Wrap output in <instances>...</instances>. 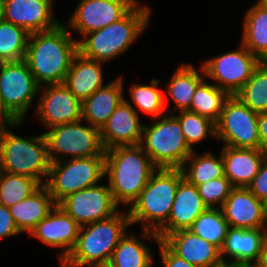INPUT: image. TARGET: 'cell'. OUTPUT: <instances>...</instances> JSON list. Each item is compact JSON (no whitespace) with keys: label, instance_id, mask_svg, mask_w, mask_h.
I'll list each match as a JSON object with an SVG mask.
<instances>
[{"label":"cell","instance_id":"1","mask_svg":"<svg viewBox=\"0 0 267 267\" xmlns=\"http://www.w3.org/2000/svg\"><path fill=\"white\" fill-rule=\"evenodd\" d=\"M68 30L61 23L50 31L30 33L24 60L40 86L64 82L78 53V39Z\"/></svg>","mask_w":267,"mask_h":267},{"label":"cell","instance_id":"2","mask_svg":"<svg viewBox=\"0 0 267 267\" xmlns=\"http://www.w3.org/2000/svg\"><path fill=\"white\" fill-rule=\"evenodd\" d=\"M179 168H157L128 210L131 225L141 223V237L160 241L156 232L168 221L171 207L183 179Z\"/></svg>","mask_w":267,"mask_h":267},{"label":"cell","instance_id":"3","mask_svg":"<svg viewBox=\"0 0 267 267\" xmlns=\"http://www.w3.org/2000/svg\"><path fill=\"white\" fill-rule=\"evenodd\" d=\"M157 169L141 145L105 150V173L114 201L130 206Z\"/></svg>","mask_w":267,"mask_h":267},{"label":"cell","instance_id":"4","mask_svg":"<svg viewBox=\"0 0 267 267\" xmlns=\"http://www.w3.org/2000/svg\"><path fill=\"white\" fill-rule=\"evenodd\" d=\"M150 7L137 3L122 19L78 40L85 58L105 63L126 52L150 24Z\"/></svg>","mask_w":267,"mask_h":267},{"label":"cell","instance_id":"5","mask_svg":"<svg viewBox=\"0 0 267 267\" xmlns=\"http://www.w3.org/2000/svg\"><path fill=\"white\" fill-rule=\"evenodd\" d=\"M131 226L128 212L118 211L111 217L80 226L75 246L61 262L62 267H85L109 263L114 249Z\"/></svg>","mask_w":267,"mask_h":267},{"label":"cell","instance_id":"6","mask_svg":"<svg viewBox=\"0 0 267 267\" xmlns=\"http://www.w3.org/2000/svg\"><path fill=\"white\" fill-rule=\"evenodd\" d=\"M22 123L15 121L3 126L0 135L1 171L24 175L44 185L46 181L43 178L48 177L51 165L46 139L43 133L33 137L14 134L13 129Z\"/></svg>","mask_w":267,"mask_h":267},{"label":"cell","instance_id":"7","mask_svg":"<svg viewBox=\"0 0 267 267\" xmlns=\"http://www.w3.org/2000/svg\"><path fill=\"white\" fill-rule=\"evenodd\" d=\"M153 121L151 126L143 124L140 145L157 168L180 169L193 149L185 141L179 119L170 114Z\"/></svg>","mask_w":267,"mask_h":267},{"label":"cell","instance_id":"8","mask_svg":"<svg viewBox=\"0 0 267 267\" xmlns=\"http://www.w3.org/2000/svg\"><path fill=\"white\" fill-rule=\"evenodd\" d=\"M82 122L81 119L73 123L55 125L43 133L51 163L69 158L105 156L100 129Z\"/></svg>","mask_w":267,"mask_h":267},{"label":"cell","instance_id":"9","mask_svg":"<svg viewBox=\"0 0 267 267\" xmlns=\"http://www.w3.org/2000/svg\"><path fill=\"white\" fill-rule=\"evenodd\" d=\"M104 173L105 156L69 158L51 163L44 185L58 204L69 194L99 184Z\"/></svg>","mask_w":267,"mask_h":267},{"label":"cell","instance_id":"10","mask_svg":"<svg viewBox=\"0 0 267 267\" xmlns=\"http://www.w3.org/2000/svg\"><path fill=\"white\" fill-rule=\"evenodd\" d=\"M39 90L40 85L25 60L0 63V99L16 121L24 122Z\"/></svg>","mask_w":267,"mask_h":267},{"label":"cell","instance_id":"11","mask_svg":"<svg viewBox=\"0 0 267 267\" xmlns=\"http://www.w3.org/2000/svg\"><path fill=\"white\" fill-rule=\"evenodd\" d=\"M258 113L247 107L238 97L230 95L216 123V139L225 146L260 149Z\"/></svg>","mask_w":267,"mask_h":267},{"label":"cell","instance_id":"12","mask_svg":"<svg viewBox=\"0 0 267 267\" xmlns=\"http://www.w3.org/2000/svg\"><path fill=\"white\" fill-rule=\"evenodd\" d=\"M262 61L242 43L238 49L202 62L206 78L229 95H235L253 75Z\"/></svg>","mask_w":267,"mask_h":267},{"label":"cell","instance_id":"13","mask_svg":"<svg viewBox=\"0 0 267 267\" xmlns=\"http://www.w3.org/2000/svg\"><path fill=\"white\" fill-rule=\"evenodd\" d=\"M58 205L80 226L107 219L120 210L108 184L101 183L69 194Z\"/></svg>","mask_w":267,"mask_h":267},{"label":"cell","instance_id":"14","mask_svg":"<svg viewBox=\"0 0 267 267\" xmlns=\"http://www.w3.org/2000/svg\"><path fill=\"white\" fill-rule=\"evenodd\" d=\"M139 0H80L68 20L69 29L81 34L102 29L122 19ZM71 27V28H70Z\"/></svg>","mask_w":267,"mask_h":267},{"label":"cell","instance_id":"15","mask_svg":"<svg viewBox=\"0 0 267 267\" xmlns=\"http://www.w3.org/2000/svg\"><path fill=\"white\" fill-rule=\"evenodd\" d=\"M40 86L36 116L46 128L73 123L82 119V102L62 84ZM43 90H42V89ZM42 90V92H40Z\"/></svg>","mask_w":267,"mask_h":267},{"label":"cell","instance_id":"16","mask_svg":"<svg viewBox=\"0 0 267 267\" xmlns=\"http://www.w3.org/2000/svg\"><path fill=\"white\" fill-rule=\"evenodd\" d=\"M80 225L58 204L29 233L44 245L58 248L60 263L69 255L76 244Z\"/></svg>","mask_w":267,"mask_h":267},{"label":"cell","instance_id":"17","mask_svg":"<svg viewBox=\"0 0 267 267\" xmlns=\"http://www.w3.org/2000/svg\"><path fill=\"white\" fill-rule=\"evenodd\" d=\"M267 238V228L244 229L229 227L220 257L225 266L253 267ZM225 256L231 258L225 260Z\"/></svg>","mask_w":267,"mask_h":267},{"label":"cell","instance_id":"18","mask_svg":"<svg viewBox=\"0 0 267 267\" xmlns=\"http://www.w3.org/2000/svg\"><path fill=\"white\" fill-rule=\"evenodd\" d=\"M139 113L127 98L122 100L100 129L101 143L105 150L116 146L141 144L143 125Z\"/></svg>","mask_w":267,"mask_h":267},{"label":"cell","instance_id":"19","mask_svg":"<svg viewBox=\"0 0 267 267\" xmlns=\"http://www.w3.org/2000/svg\"><path fill=\"white\" fill-rule=\"evenodd\" d=\"M4 21L20 26L29 33L50 31L59 22L53 15L54 0H3Z\"/></svg>","mask_w":267,"mask_h":267},{"label":"cell","instance_id":"20","mask_svg":"<svg viewBox=\"0 0 267 267\" xmlns=\"http://www.w3.org/2000/svg\"><path fill=\"white\" fill-rule=\"evenodd\" d=\"M221 209L229 227L267 228L266 204L248 188L234 187Z\"/></svg>","mask_w":267,"mask_h":267},{"label":"cell","instance_id":"21","mask_svg":"<svg viewBox=\"0 0 267 267\" xmlns=\"http://www.w3.org/2000/svg\"><path fill=\"white\" fill-rule=\"evenodd\" d=\"M161 241L178 257L198 267L225 266L220 249L189 229L167 234Z\"/></svg>","mask_w":267,"mask_h":267},{"label":"cell","instance_id":"22","mask_svg":"<svg viewBox=\"0 0 267 267\" xmlns=\"http://www.w3.org/2000/svg\"><path fill=\"white\" fill-rule=\"evenodd\" d=\"M207 208L197 186L183 178L179 182L168 221L156 234L162 240L167 234L190 229L195 219Z\"/></svg>","mask_w":267,"mask_h":267},{"label":"cell","instance_id":"23","mask_svg":"<svg viewBox=\"0 0 267 267\" xmlns=\"http://www.w3.org/2000/svg\"><path fill=\"white\" fill-rule=\"evenodd\" d=\"M224 175L233 187L247 188L258 174L266 155L262 149L234 148L223 146L221 149Z\"/></svg>","mask_w":267,"mask_h":267},{"label":"cell","instance_id":"24","mask_svg":"<svg viewBox=\"0 0 267 267\" xmlns=\"http://www.w3.org/2000/svg\"><path fill=\"white\" fill-rule=\"evenodd\" d=\"M122 77L110 81L82 102V120L101 129L124 100Z\"/></svg>","mask_w":267,"mask_h":267},{"label":"cell","instance_id":"25","mask_svg":"<svg viewBox=\"0 0 267 267\" xmlns=\"http://www.w3.org/2000/svg\"><path fill=\"white\" fill-rule=\"evenodd\" d=\"M63 83L77 99L83 102L96 90L105 86L103 63L85 58L78 52L73 57Z\"/></svg>","mask_w":267,"mask_h":267},{"label":"cell","instance_id":"26","mask_svg":"<svg viewBox=\"0 0 267 267\" xmlns=\"http://www.w3.org/2000/svg\"><path fill=\"white\" fill-rule=\"evenodd\" d=\"M57 205L45 185H41L30 196L9 207L16 227L21 233L30 231Z\"/></svg>","mask_w":267,"mask_h":267},{"label":"cell","instance_id":"27","mask_svg":"<svg viewBox=\"0 0 267 267\" xmlns=\"http://www.w3.org/2000/svg\"><path fill=\"white\" fill-rule=\"evenodd\" d=\"M199 71L201 72L198 73V70L191 64L183 63L179 65L177 70L173 73L166 86V92L176 106L174 107V110L169 111V114L173 112L175 113L177 109L179 111L189 110L196 88L204 79H206L202 65L200 66Z\"/></svg>","mask_w":267,"mask_h":267},{"label":"cell","instance_id":"28","mask_svg":"<svg viewBox=\"0 0 267 267\" xmlns=\"http://www.w3.org/2000/svg\"><path fill=\"white\" fill-rule=\"evenodd\" d=\"M241 43L262 62L267 58V8L256 2L243 20Z\"/></svg>","mask_w":267,"mask_h":267},{"label":"cell","instance_id":"29","mask_svg":"<svg viewBox=\"0 0 267 267\" xmlns=\"http://www.w3.org/2000/svg\"><path fill=\"white\" fill-rule=\"evenodd\" d=\"M128 233L119 241L109 263L114 267H152L154 256L150 247L133 232Z\"/></svg>","mask_w":267,"mask_h":267},{"label":"cell","instance_id":"30","mask_svg":"<svg viewBox=\"0 0 267 267\" xmlns=\"http://www.w3.org/2000/svg\"><path fill=\"white\" fill-rule=\"evenodd\" d=\"M217 157L208 151L198 155L194 149L180 168L183 177L189 183L198 186L209 180L224 176V163L221 152Z\"/></svg>","mask_w":267,"mask_h":267},{"label":"cell","instance_id":"31","mask_svg":"<svg viewBox=\"0 0 267 267\" xmlns=\"http://www.w3.org/2000/svg\"><path fill=\"white\" fill-rule=\"evenodd\" d=\"M230 95L205 79L196 88L188 111L209 118L214 123L220 119L224 103Z\"/></svg>","mask_w":267,"mask_h":267},{"label":"cell","instance_id":"32","mask_svg":"<svg viewBox=\"0 0 267 267\" xmlns=\"http://www.w3.org/2000/svg\"><path fill=\"white\" fill-rule=\"evenodd\" d=\"M159 79H152L150 85L132 83L129 89L130 97L132 99L133 108H137L146 115H151L152 119L162 117L170 110L166 108L165 94L158 88Z\"/></svg>","mask_w":267,"mask_h":267},{"label":"cell","instance_id":"33","mask_svg":"<svg viewBox=\"0 0 267 267\" xmlns=\"http://www.w3.org/2000/svg\"><path fill=\"white\" fill-rule=\"evenodd\" d=\"M229 224L221 208H207L194 221L189 229L219 249L223 247Z\"/></svg>","mask_w":267,"mask_h":267},{"label":"cell","instance_id":"34","mask_svg":"<svg viewBox=\"0 0 267 267\" xmlns=\"http://www.w3.org/2000/svg\"><path fill=\"white\" fill-rule=\"evenodd\" d=\"M30 33L10 22H0V63L25 59Z\"/></svg>","mask_w":267,"mask_h":267},{"label":"cell","instance_id":"35","mask_svg":"<svg viewBox=\"0 0 267 267\" xmlns=\"http://www.w3.org/2000/svg\"><path fill=\"white\" fill-rule=\"evenodd\" d=\"M235 96L254 112L258 114L267 112V64L265 62L260 63Z\"/></svg>","mask_w":267,"mask_h":267},{"label":"cell","instance_id":"36","mask_svg":"<svg viewBox=\"0 0 267 267\" xmlns=\"http://www.w3.org/2000/svg\"><path fill=\"white\" fill-rule=\"evenodd\" d=\"M41 185L30 177L0 172V204L11 207L35 192Z\"/></svg>","mask_w":267,"mask_h":267},{"label":"cell","instance_id":"37","mask_svg":"<svg viewBox=\"0 0 267 267\" xmlns=\"http://www.w3.org/2000/svg\"><path fill=\"white\" fill-rule=\"evenodd\" d=\"M176 117L179 119L185 141L191 149L194 150L192 146L202 142L207 136L216 138V123L209 118L188 110L179 111Z\"/></svg>","mask_w":267,"mask_h":267},{"label":"cell","instance_id":"38","mask_svg":"<svg viewBox=\"0 0 267 267\" xmlns=\"http://www.w3.org/2000/svg\"><path fill=\"white\" fill-rule=\"evenodd\" d=\"M233 188L225 175L197 186L199 195L208 208H221Z\"/></svg>","mask_w":267,"mask_h":267},{"label":"cell","instance_id":"39","mask_svg":"<svg viewBox=\"0 0 267 267\" xmlns=\"http://www.w3.org/2000/svg\"><path fill=\"white\" fill-rule=\"evenodd\" d=\"M259 200L267 203V154L265 155L258 174L247 187Z\"/></svg>","mask_w":267,"mask_h":267},{"label":"cell","instance_id":"40","mask_svg":"<svg viewBox=\"0 0 267 267\" xmlns=\"http://www.w3.org/2000/svg\"><path fill=\"white\" fill-rule=\"evenodd\" d=\"M20 233L9 208L0 204V239L15 236Z\"/></svg>","mask_w":267,"mask_h":267},{"label":"cell","instance_id":"41","mask_svg":"<svg viewBox=\"0 0 267 267\" xmlns=\"http://www.w3.org/2000/svg\"><path fill=\"white\" fill-rule=\"evenodd\" d=\"M161 261L164 267H198L174 254L161 240L158 243Z\"/></svg>","mask_w":267,"mask_h":267},{"label":"cell","instance_id":"42","mask_svg":"<svg viewBox=\"0 0 267 267\" xmlns=\"http://www.w3.org/2000/svg\"><path fill=\"white\" fill-rule=\"evenodd\" d=\"M257 123L260 149L267 154V112L258 114Z\"/></svg>","mask_w":267,"mask_h":267},{"label":"cell","instance_id":"43","mask_svg":"<svg viewBox=\"0 0 267 267\" xmlns=\"http://www.w3.org/2000/svg\"><path fill=\"white\" fill-rule=\"evenodd\" d=\"M253 267H267V238L263 244L259 259Z\"/></svg>","mask_w":267,"mask_h":267},{"label":"cell","instance_id":"44","mask_svg":"<svg viewBox=\"0 0 267 267\" xmlns=\"http://www.w3.org/2000/svg\"><path fill=\"white\" fill-rule=\"evenodd\" d=\"M0 121L4 123H12L16 120L4 109L0 99Z\"/></svg>","mask_w":267,"mask_h":267},{"label":"cell","instance_id":"45","mask_svg":"<svg viewBox=\"0 0 267 267\" xmlns=\"http://www.w3.org/2000/svg\"><path fill=\"white\" fill-rule=\"evenodd\" d=\"M4 20V1L0 0V22Z\"/></svg>","mask_w":267,"mask_h":267},{"label":"cell","instance_id":"46","mask_svg":"<svg viewBox=\"0 0 267 267\" xmlns=\"http://www.w3.org/2000/svg\"><path fill=\"white\" fill-rule=\"evenodd\" d=\"M88 267H114L110 263L90 264Z\"/></svg>","mask_w":267,"mask_h":267},{"label":"cell","instance_id":"47","mask_svg":"<svg viewBox=\"0 0 267 267\" xmlns=\"http://www.w3.org/2000/svg\"><path fill=\"white\" fill-rule=\"evenodd\" d=\"M263 7L267 8V0H257Z\"/></svg>","mask_w":267,"mask_h":267},{"label":"cell","instance_id":"48","mask_svg":"<svg viewBox=\"0 0 267 267\" xmlns=\"http://www.w3.org/2000/svg\"><path fill=\"white\" fill-rule=\"evenodd\" d=\"M6 123L0 121V135H1V132H2V129H3V126L5 125Z\"/></svg>","mask_w":267,"mask_h":267}]
</instances>
